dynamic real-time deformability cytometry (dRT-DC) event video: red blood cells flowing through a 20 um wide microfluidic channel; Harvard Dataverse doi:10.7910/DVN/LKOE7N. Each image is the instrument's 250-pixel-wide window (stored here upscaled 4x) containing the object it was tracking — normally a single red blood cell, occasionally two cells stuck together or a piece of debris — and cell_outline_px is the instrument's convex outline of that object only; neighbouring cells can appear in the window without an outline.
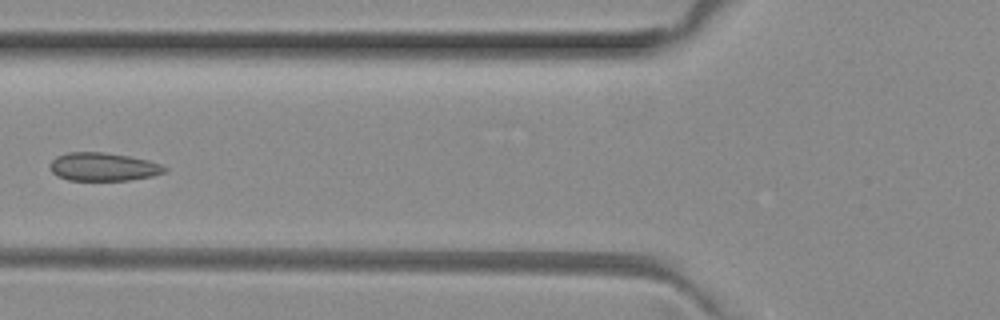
{"species": "common noctule bat (a hibernating species)", "species_latin": "Nyctalus noctula", "temperature_condition": "room temperature", "stored_images_in_passage": 7, "camera_frame_rate_fps": 3000, "um_per_image_px": 0.085, "animal": {"sex": "female", "body_mass_g": 29.2, "forearm_length_mm": 56.3}, "frame": {"image": 1, "passage_image": 5, "time_ms": 1.333, "image_size_px": [1000, 320], "cell_outline_px": [[168, 168], [164, 172], [152, 176], [128, 180], [68, 180], [56, 176], [52, 172], [48, 164], [56, 156], [68, 152], [104, 152], [128, 156], [148, 160], [160, 164]], "centroid_in_image_um": [8.73, 14.17], "position_along_channel_um": 117.1, "area_um2": 18.9}}
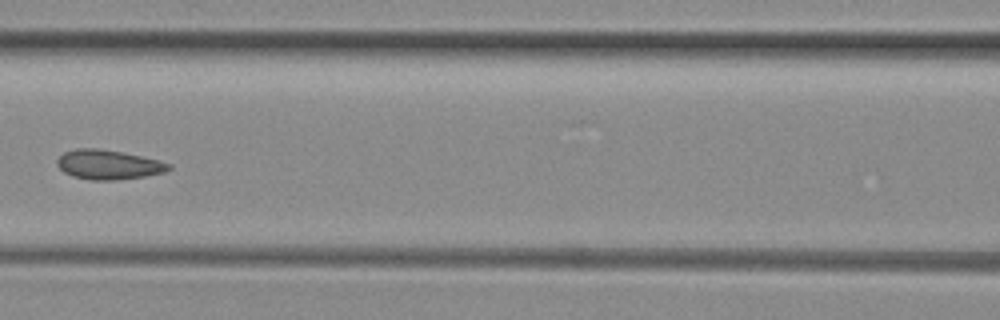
{"frame": {"image": 2, "passage_image": 6, "time_ms": 1.667, "image_size_px": [1000, 320], "cell_outline_px": [[172, 168], [164, 172], [144, 176], [116, 180], [88, 180], [72, 176], [64, 172], [56, 164], [56, 160], [64, 152], [76, 148], [100, 148], [140, 156], [172, 164]], "centroid_in_image_um": [9.18, 14.0], "position_along_channel_um": 157.4, "area_um2": 19.13}}
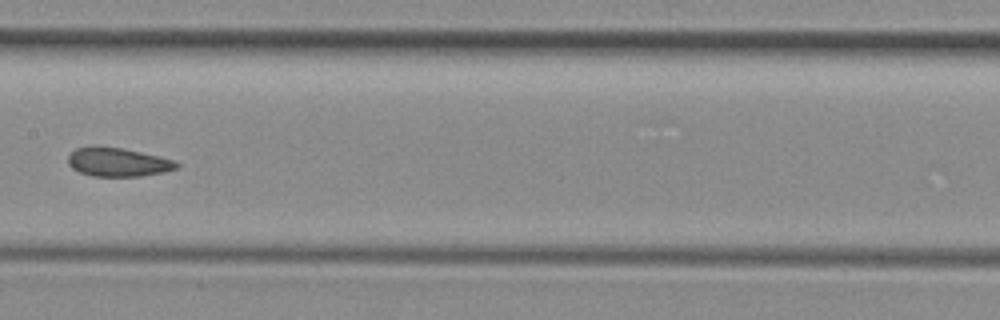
{"frame": {"image": 3, "passage_image": 7, "time_ms": 2.0, "image_size_px": [1000, 320], "cell_outline_px": [[180, 168], [164, 172], [140, 176], [92, 176], [80, 172], [72, 168], [68, 164], [68, 156], [76, 148], [92, 144], [124, 148], [160, 156], [176, 160], [180, 164]], "centroid_in_image_um": [10.04, 13.75], "position_along_channel_um": 197.4, "area_um2": 18.67}}